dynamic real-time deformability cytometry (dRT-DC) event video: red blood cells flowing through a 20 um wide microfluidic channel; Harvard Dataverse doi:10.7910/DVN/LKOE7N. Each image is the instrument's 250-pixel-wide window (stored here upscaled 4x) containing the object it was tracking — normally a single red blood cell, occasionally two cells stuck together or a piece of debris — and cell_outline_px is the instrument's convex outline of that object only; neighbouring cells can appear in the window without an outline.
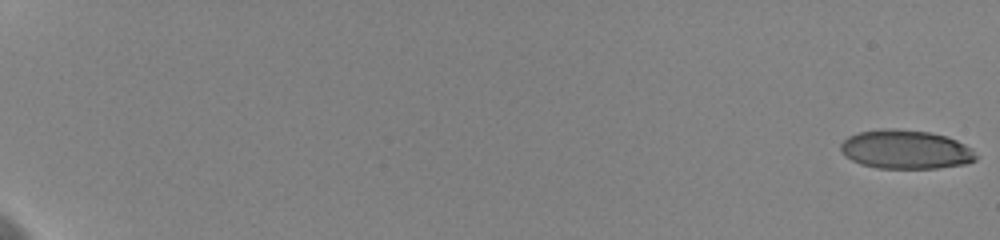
{"species": "human", "species_latin": "Homo sapiens", "temperature_condition": "cold", "stored_images_in_passage": 15, "camera_frame_rate_fps": 3000, "um_per_image_px": 0.085, "donor": {"sex": "female"}, "frame": {"image": 1, "passage_image": 1, "time_ms": 0.0, "image_size_px": [1000, 240], "cell_outline_px": [[980, 156], [976, 160], [964, 164], [936, 168], [876, 168], [860, 164], [844, 156], [840, 148], [840, 144], [848, 136], [860, 132], [880, 128], [892, 128], [928, 132], [948, 136], [972, 148]], "centroid_in_image_um": [76.99, 12.7], "position_along_channel_um": 8.0, "area_um2": 30.92}}
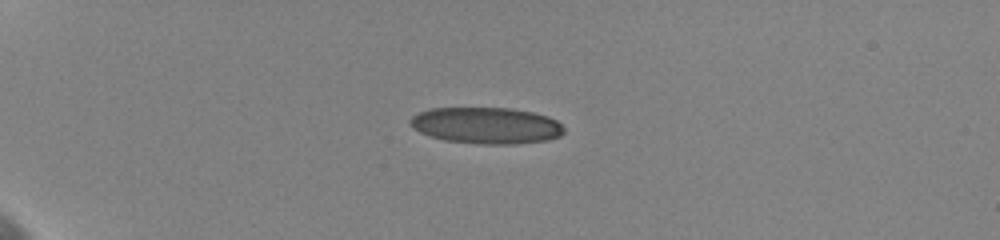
{"frame": {"image": 2, "passage_image": 9, "time_ms": 5.667, "image_size_px": [1000, 240], "cell_outline_px": [[564, 132], [560, 136], [548, 140], [516, 144], [476, 144], [444, 140], [428, 136], [412, 128], [408, 120], [412, 116], [420, 112], [432, 108], [512, 108], [532, 112], [548, 116], [556, 120], [564, 128]], "centroid_in_image_um": [41.33, 10.67], "position_along_channel_um": 43.7, "area_um2": 32.89}}